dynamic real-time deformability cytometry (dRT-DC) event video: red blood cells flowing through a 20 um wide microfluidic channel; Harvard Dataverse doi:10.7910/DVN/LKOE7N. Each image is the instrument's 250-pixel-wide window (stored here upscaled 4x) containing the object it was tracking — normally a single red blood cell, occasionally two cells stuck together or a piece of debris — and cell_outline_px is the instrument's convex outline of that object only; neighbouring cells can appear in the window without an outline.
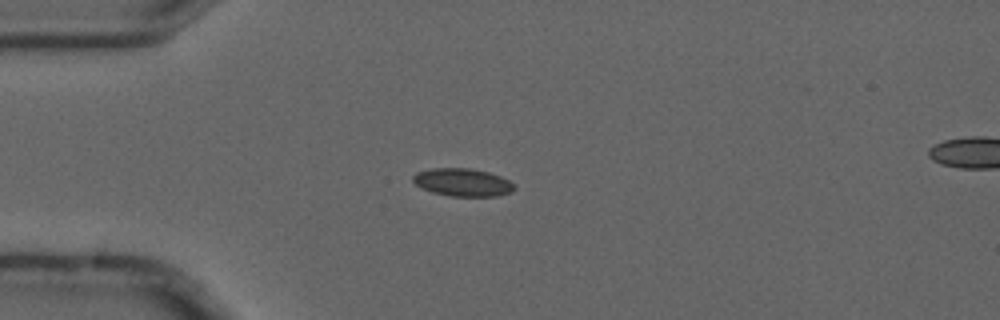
{"species": "common noctule bat (a hibernating species)", "species_latin": "Nyctalus noctula", "temperature_condition": "cold", "stored_images_in_passage": 5, "camera_frame_rate_fps": 3000, "um_per_image_px": 0.085, "animal": {"sex": "male", "forearm_length_mm": 52.5}, "frame": {"image": 1, "passage_image": 3, "time_ms": 0.667, "image_size_px": [1000, 320], "cell_outline_px": [[516, 188], [512, 192], [496, 196], [448, 196], [432, 192], [416, 184], [412, 180], [412, 176], [416, 172], [432, 168], [468, 168], [488, 172], [500, 176], [508, 180]], "centroid_in_image_um": [39.31, 15.5], "position_along_channel_um": 45.7, "area_um2": 16.36}}
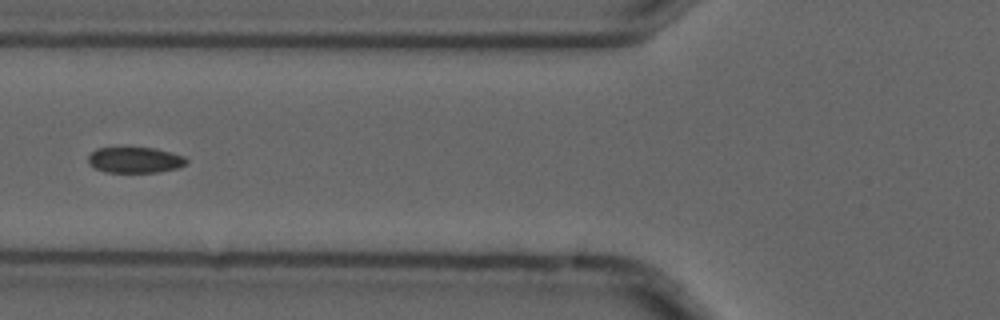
{"frame": {"image": 2, "passage_image": 5, "time_ms": 1.333, "image_size_px": [1000, 320], "cell_outline_px": [[188, 164], [176, 168], [156, 172], [104, 172], [96, 168], [88, 160], [88, 156], [96, 148], [156, 148], [172, 152], [184, 156], [188, 160]], "centroid_in_image_um": [11.52, 13.59], "position_along_channel_um": 114.3, "area_um2": 14.68}}